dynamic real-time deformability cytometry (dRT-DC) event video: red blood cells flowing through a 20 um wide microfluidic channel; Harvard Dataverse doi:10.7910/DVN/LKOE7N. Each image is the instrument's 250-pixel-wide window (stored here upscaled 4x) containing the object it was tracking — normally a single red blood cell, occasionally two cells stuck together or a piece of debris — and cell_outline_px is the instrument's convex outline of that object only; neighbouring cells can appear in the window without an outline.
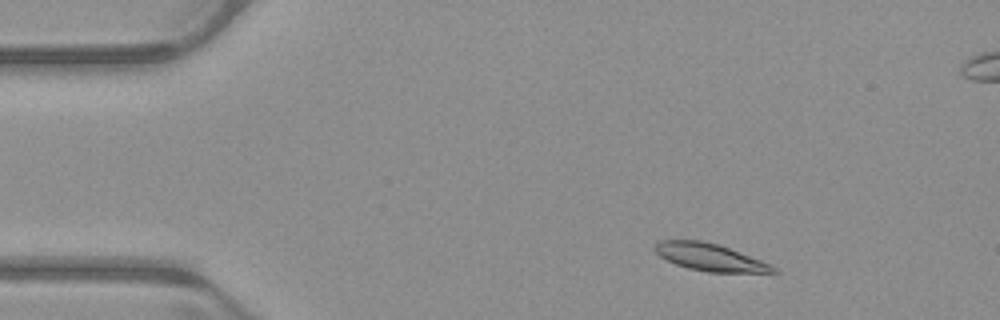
{"species": "common noctule bat (a hibernating species)", "species_latin": "Nyctalus noctula", "temperature_condition": "warm", "stored_images_in_passage": 50, "camera_frame_rate_fps": 3000, "um_per_image_px": 0.085, "animal": {"sex": "male", "body_mass_g": 23.1, "forearm_length_mm": 52.7}, "frame": {"image": 1, "passage_image": 5, "time_ms": 1.333, "image_size_px": [1000, 320], "cell_outline_px": [[780, 272], [708, 272], [688, 268], [676, 264], [660, 256], [652, 248], [660, 240], [700, 240], [720, 244], [760, 260], [776, 268]], "centroid_in_image_um": [60.31, 21.85], "position_along_channel_um": 24.7, "area_um2": 18.61}}
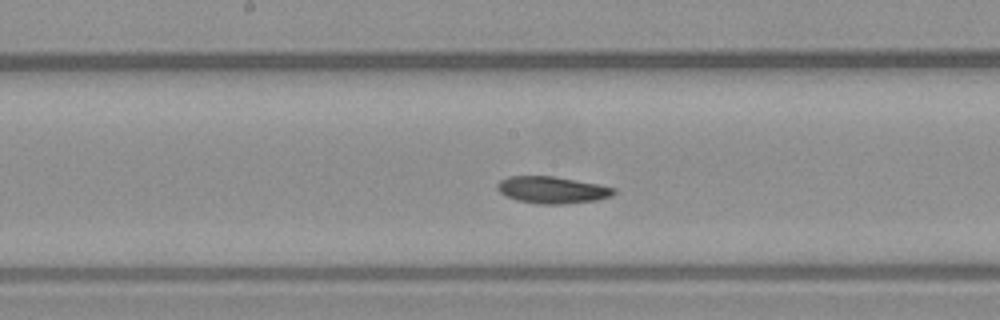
{"frame": {"image": 2, "passage_image": 24, "time_ms": 7.667, "image_size_px": [1000, 320], "cell_outline_px": [[616, 192], [612, 196], [600, 200], [564, 204], [536, 204], [516, 200], [500, 192], [496, 188], [496, 184], [500, 180], [508, 176], [552, 176], [596, 184], [616, 188]], "centroid_in_image_um": [46.93, 16.15], "position_along_channel_um": 201.3, "area_um2": 18.32}}
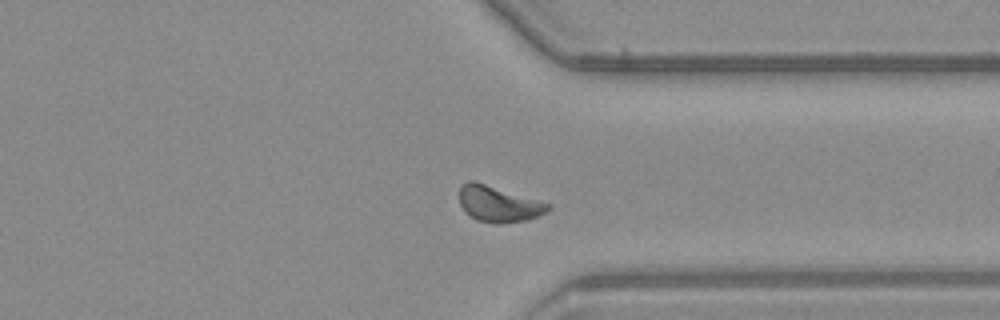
{"frame": {"image": 3, "passage_image": 37, "time_ms": 12.0, "image_size_px": [1000, 320], "cell_outline_px": [[552, 208], [548, 212], [528, 220], [500, 224], [496, 224], [476, 220], [464, 212], [460, 204], [460, 184], [468, 180], [476, 180], [552, 204]], "centroid_in_image_um": [42.39, 17.33], "position_along_channel_um": 369.0, "area_um2": 19.13}}